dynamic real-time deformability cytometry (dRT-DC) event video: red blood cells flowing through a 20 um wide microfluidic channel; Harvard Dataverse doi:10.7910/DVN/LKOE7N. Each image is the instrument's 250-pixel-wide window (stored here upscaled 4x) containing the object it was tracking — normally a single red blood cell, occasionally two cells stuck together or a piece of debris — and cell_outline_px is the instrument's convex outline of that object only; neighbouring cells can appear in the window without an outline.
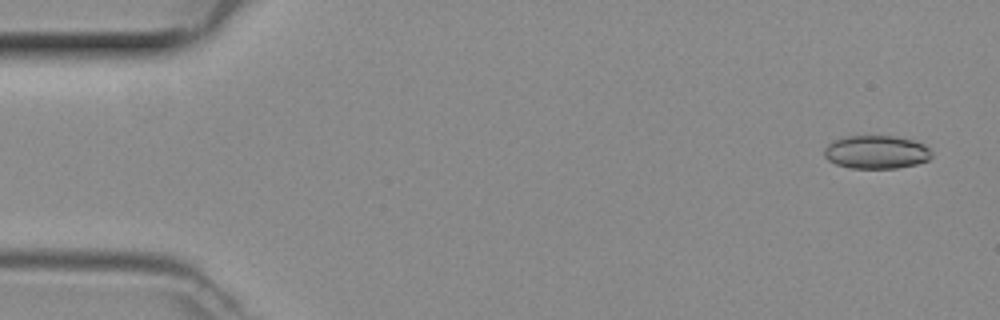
{"species": "common noctule bat (a hibernating species)", "species_latin": "Nyctalus noctula", "temperature_condition": "room temperature", "stored_images_in_passage": 19, "camera_frame_rate_fps": 3000, "um_per_image_px": 0.085, "animal": {"sex": "female", "body_mass_g": 29.2, "forearm_length_mm": 56.3}, "frame": {"image": 1, "passage_image": 3, "time_ms": 0.667, "image_size_px": [1000, 320], "cell_outline_px": [[932, 156], [928, 160], [916, 164], [896, 168], [852, 168], [836, 164], [828, 160], [824, 156], [824, 148], [828, 144], [836, 140], [848, 136], [896, 136], [912, 140], [924, 144], [932, 152]], "centroid_in_image_um": [74.5, 12.93], "position_along_channel_um": 10.5, "area_um2": 20.75}}
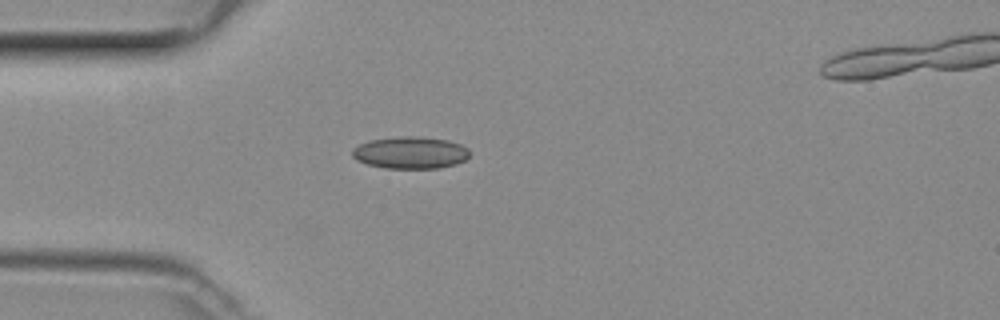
{"frame": {"image": 2, "passage_image": 14, "time_ms": 4.333, "image_size_px": [1000, 320], "cell_outline_px": [[468, 156], [464, 160], [456, 164], [440, 168], [384, 168], [368, 164], [356, 160], [352, 156], [352, 148], [368, 140], [400, 136], [420, 136], [448, 140], [460, 144], [468, 148]], "centroid_in_image_um": [34.86, 12.97], "position_along_channel_um": 50.1, "area_um2": 22.02}}
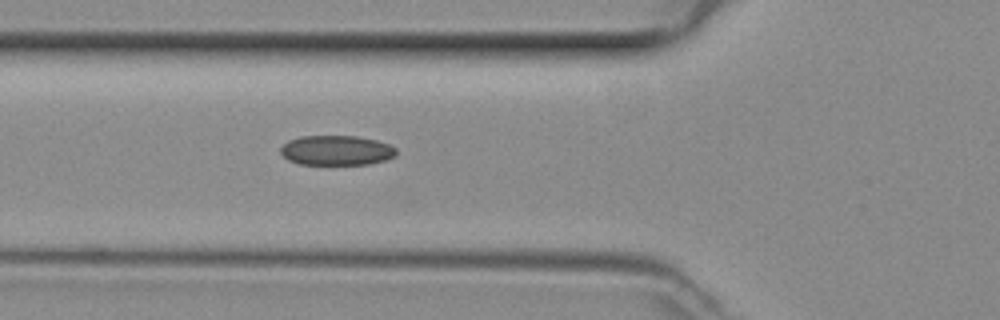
{"frame": {"image": 3, "passage_image": 18, "time_ms": 5.667, "image_size_px": [1000, 320], "cell_outline_px": [[396, 156], [384, 160], [368, 164], [300, 164], [288, 160], [280, 152], [280, 148], [288, 140], [300, 136], [356, 136], [376, 140], [388, 144], [396, 148]], "centroid_in_image_um": [28.59, 12.77], "position_along_channel_um": 97.2, "area_um2": 20.06}}